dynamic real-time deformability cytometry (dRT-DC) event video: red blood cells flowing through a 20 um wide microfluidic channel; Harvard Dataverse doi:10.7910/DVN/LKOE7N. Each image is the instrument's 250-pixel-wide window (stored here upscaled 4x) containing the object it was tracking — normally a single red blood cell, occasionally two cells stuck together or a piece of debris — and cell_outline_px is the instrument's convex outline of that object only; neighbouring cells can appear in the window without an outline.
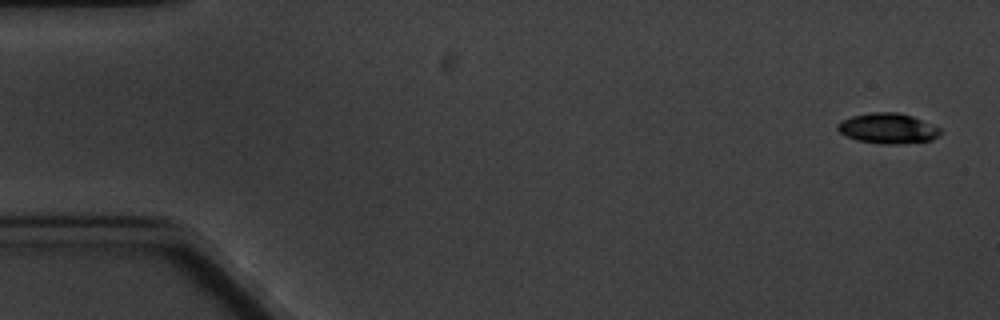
{"species": "common noctule bat (a hibernating species)", "species_latin": "Nyctalus noctula", "temperature_condition": "cold", "stored_images_in_passage": 8, "camera_frame_rate_fps": 3000, "um_per_image_px": 0.085, "animal": {"sex": "male", "body_mass_g": 20.1, "forearm_length_mm": 53.5}, "frame": {"image": 1, "passage_image": 1, "time_ms": 0.0, "image_size_px": [1000, 320], "cell_outline_px": [[940, 132], [932, 140], [900, 144], [880, 144], [856, 140], [844, 136], [836, 128], [836, 124], [840, 120], [852, 116], [872, 112], [896, 112], [912, 116], [940, 128]], "centroid_in_image_um": [75.4, 10.92], "position_along_channel_um": 9.6, "area_um2": 18.21}}
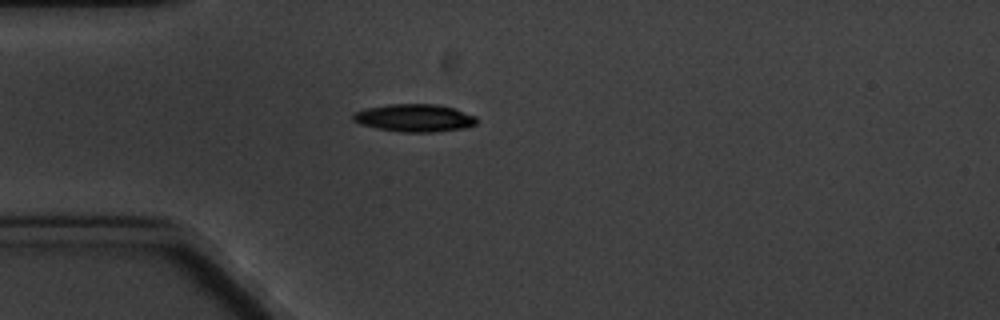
{"frame": {"image": 2, "passage_image": 5, "time_ms": 4.667, "image_size_px": [1000, 320], "cell_outline_px": [[476, 124], [464, 128], [432, 132], [400, 132], [376, 128], [360, 124], [352, 120], [352, 116], [356, 112], [364, 108], [388, 104], [436, 104], [452, 108], [476, 116]], "centroid_in_image_um": [35.19, 10.02], "position_along_channel_um": 49.8, "area_um2": 19.88}}